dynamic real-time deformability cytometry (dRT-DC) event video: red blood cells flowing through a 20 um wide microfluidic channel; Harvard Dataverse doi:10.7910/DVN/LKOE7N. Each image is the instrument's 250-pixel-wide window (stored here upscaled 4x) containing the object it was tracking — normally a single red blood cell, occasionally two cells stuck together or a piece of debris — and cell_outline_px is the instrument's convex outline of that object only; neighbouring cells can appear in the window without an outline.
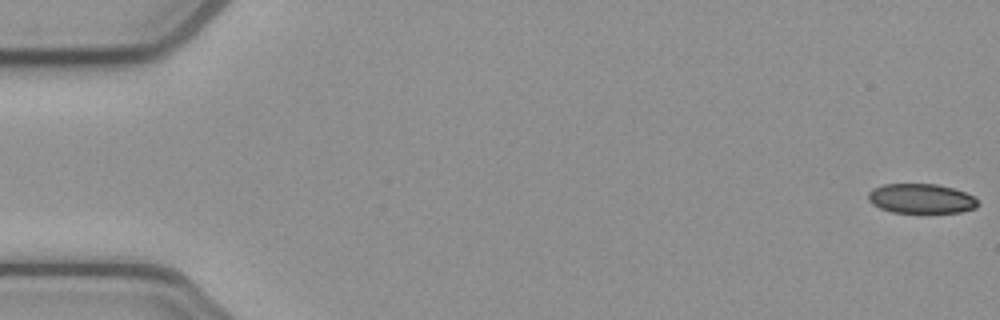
{"species": "common noctule bat (a hibernating species)", "species_latin": "Nyctalus noctula", "temperature_condition": "cold", "stored_images_in_passage": 53, "camera_frame_rate_fps": 3000, "um_per_image_px": 0.085, "animal": {"sex": "female", "body_mass_g": 21.9}, "frame": {"image": 1, "passage_image": 1, "time_ms": 0.0, "image_size_px": [1000, 320], "cell_outline_px": [[980, 204], [976, 208], [960, 212], [920, 216], [892, 212], [880, 208], [872, 204], [868, 200], [868, 192], [872, 188], [884, 184], [936, 184], [952, 188], [964, 192], [972, 196]], "centroid_in_image_um": [78.28, 16.94], "position_along_channel_um": 6.7, "area_um2": 19.83}}
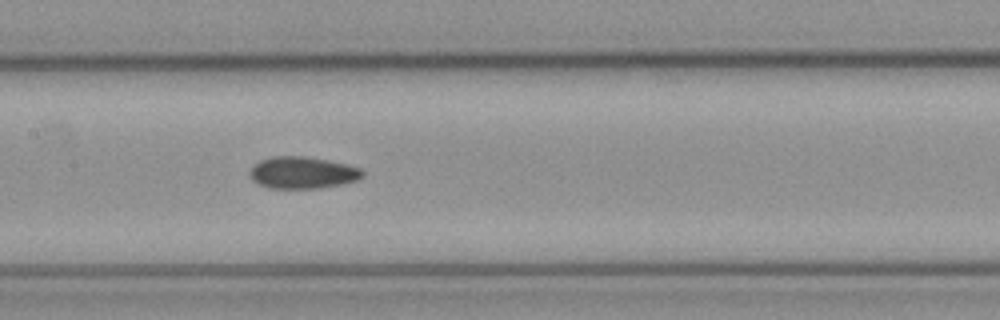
{"frame": {"image": 2, "passage_image": 26, "time_ms": 8.333, "image_size_px": [1000, 320], "cell_outline_px": [[364, 176], [360, 180], [344, 184], [320, 188], [268, 188], [252, 180], [248, 172], [260, 160], [272, 156], [304, 156], [344, 164], [360, 168], [364, 172]], "centroid_in_image_um": [25.73, 14.69], "position_along_channel_um": 181.7, "area_um2": 20.92}}
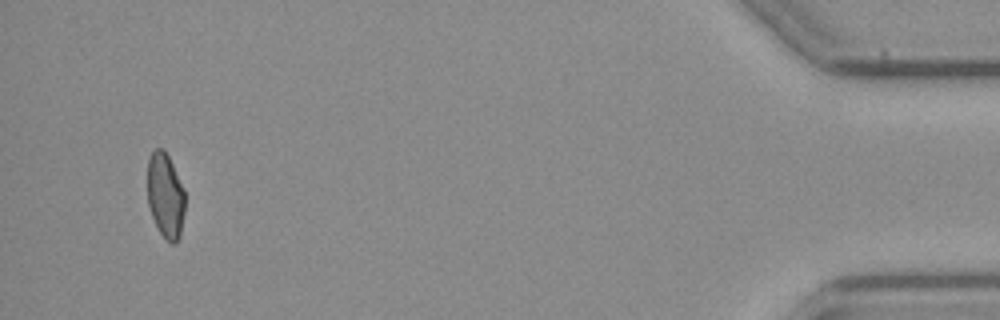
{"frame": {"image": 3, "passage_image": 51, "time_ms": 16.667, "image_size_px": [1000, 320], "cell_outline_px": [[184, 212], [180, 236], [176, 244], [172, 244], [160, 232], [152, 216], [148, 204], [148, 160], [152, 152], [156, 148], [164, 148], [184, 188]], "centroid_in_image_um": [14.06, 16.61], "position_along_channel_um": 421.1, "area_um2": 18.44}, "authors_computed_cell_mechanics": {"area_um2": 20.4612, "velocity_mm_per_s": 3.8735, "shape_relaxation_time_tau1_ms": null, "shape_relaxation_time_tau2_ms": 4.4003, "deformation_change_tau1": null, "deformation_change_tau2": 0.0831}}